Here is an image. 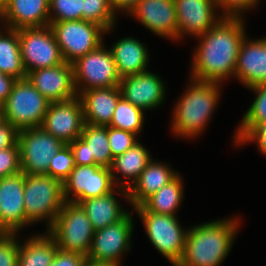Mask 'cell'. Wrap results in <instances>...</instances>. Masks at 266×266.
<instances>
[{
  "label": "cell",
  "instance_id": "obj_18",
  "mask_svg": "<svg viewBox=\"0 0 266 266\" xmlns=\"http://www.w3.org/2000/svg\"><path fill=\"white\" fill-rule=\"evenodd\" d=\"M159 37L178 41L177 15L174 0H140L126 15Z\"/></svg>",
  "mask_w": 266,
  "mask_h": 266
},
{
  "label": "cell",
  "instance_id": "obj_11",
  "mask_svg": "<svg viewBox=\"0 0 266 266\" xmlns=\"http://www.w3.org/2000/svg\"><path fill=\"white\" fill-rule=\"evenodd\" d=\"M21 172L26 175H48L51 159L65 145L42 127L18 131Z\"/></svg>",
  "mask_w": 266,
  "mask_h": 266
},
{
  "label": "cell",
  "instance_id": "obj_2",
  "mask_svg": "<svg viewBox=\"0 0 266 266\" xmlns=\"http://www.w3.org/2000/svg\"><path fill=\"white\" fill-rule=\"evenodd\" d=\"M239 217L199 223L188 228L185 249L176 266H221L241 228Z\"/></svg>",
  "mask_w": 266,
  "mask_h": 266
},
{
  "label": "cell",
  "instance_id": "obj_37",
  "mask_svg": "<svg viewBox=\"0 0 266 266\" xmlns=\"http://www.w3.org/2000/svg\"><path fill=\"white\" fill-rule=\"evenodd\" d=\"M18 233H0V266H17Z\"/></svg>",
  "mask_w": 266,
  "mask_h": 266
},
{
  "label": "cell",
  "instance_id": "obj_40",
  "mask_svg": "<svg viewBox=\"0 0 266 266\" xmlns=\"http://www.w3.org/2000/svg\"><path fill=\"white\" fill-rule=\"evenodd\" d=\"M86 255L58 249L49 266H88Z\"/></svg>",
  "mask_w": 266,
  "mask_h": 266
},
{
  "label": "cell",
  "instance_id": "obj_13",
  "mask_svg": "<svg viewBox=\"0 0 266 266\" xmlns=\"http://www.w3.org/2000/svg\"><path fill=\"white\" fill-rule=\"evenodd\" d=\"M117 188L108 167L76 165L63 182L64 201L80 203L82 200L101 197Z\"/></svg>",
  "mask_w": 266,
  "mask_h": 266
},
{
  "label": "cell",
  "instance_id": "obj_30",
  "mask_svg": "<svg viewBox=\"0 0 266 266\" xmlns=\"http://www.w3.org/2000/svg\"><path fill=\"white\" fill-rule=\"evenodd\" d=\"M255 97L234 132V147L258 124L266 122V83L248 88Z\"/></svg>",
  "mask_w": 266,
  "mask_h": 266
},
{
  "label": "cell",
  "instance_id": "obj_19",
  "mask_svg": "<svg viewBox=\"0 0 266 266\" xmlns=\"http://www.w3.org/2000/svg\"><path fill=\"white\" fill-rule=\"evenodd\" d=\"M28 81L50 102H61L77 96L72 64L63 62L54 67L27 73Z\"/></svg>",
  "mask_w": 266,
  "mask_h": 266
},
{
  "label": "cell",
  "instance_id": "obj_29",
  "mask_svg": "<svg viewBox=\"0 0 266 266\" xmlns=\"http://www.w3.org/2000/svg\"><path fill=\"white\" fill-rule=\"evenodd\" d=\"M0 72L15 79H25L18 30L0 26Z\"/></svg>",
  "mask_w": 266,
  "mask_h": 266
},
{
  "label": "cell",
  "instance_id": "obj_47",
  "mask_svg": "<svg viewBox=\"0 0 266 266\" xmlns=\"http://www.w3.org/2000/svg\"><path fill=\"white\" fill-rule=\"evenodd\" d=\"M3 122H4V116L2 112V107L0 106V124H2Z\"/></svg>",
  "mask_w": 266,
  "mask_h": 266
},
{
  "label": "cell",
  "instance_id": "obj_12",
  "mask_svg": "<svg viewBox=\"0 0 266 266\" xmlns=\"http://www.w3.org/2000/svg\"><path fill=\"white\" fill-rule=\"evenodd\" d=\"M20 50L26 73L64 62L51 27L18 29Z\"/></svg>",
  "mask_w": 266,
  "mask_h": 266
},
{
  "label": "cell",
  "instance_id": "obj_21",
  "mask_svg": "<svg viewBox=\"0 0 266 266\" xmlns=\"http://www.w3.org/2000/svg\"><path fill=\"white\" fill-rule=\"evenodd\" d=\"M50 0H10L1 10V24L13 28L49 25Z\"/></svg>",
  "mask_w": 266,
  "mask_h": 266
},
{
  "label": "cell",
  "instance_id": "obj_28",
  "mask_svg": "<svg viewBox=\"0 0 266 266\" xmlns=\"http://www.w3.org/2000/svg\"><path fill=\"white\" fill-rule=\"evenodd\" d=\"M180 173L167 185L147 198L141 206L149 212L177 216L184 201V180Z\"/></svg>",
  "mask_w": 266,
  "mask_h": 266
},
{
  "label": "cell",
  "instance_id": "obj_33",
  "mask_svg": "<svg viewBox=\"0 0 266 266\" xmlns=\"http://www.w3.org/2000/svg\"><path fill=\"white\" fill-rule=\"evenodd\" d=\"M117 18L110 0H83L82 20L97 23L109 31L116 27Z\"/></svg>",
  "mask_w": 266,
  "mask_h": 266
},
{
  "label": "cell",
  "instance_id": "obj_9",
  "mask_svg": "<svg viewBox=\"0 0 266 266\" xmlns=\"http://www.w3.org/2000/svg\"><path fill=\"white\" fill-rule=\"evenodd\" d=\"M133 221L130 211L118 222L96 230L86 256L89 265L122 266V256L131 251V238L135 227Z\"/></svg>",
  "mask_w": 266,
  "mask_h": 266
},
{
  "label": "cell",
  "instance_id": "obj_43",
  "mask_svg": "<svg viewBox=\"0 0 266 266\" xmlns=\"http://www.w3.org/2000/svg\"><path fill=\"white\" fill-rule=\"evenodd\" d=\"M18 131L7 121L0 124V150L9 148L17 142Z\"/></svg>",
  "mask_w": 266,
  "mask_h": 266
},
{
  "label": "cell",
  "instance_id": "obj_4",
  "mask_svg": "<svg viewBox=\"0 0 266 266\" xmlns=\"http://www.w3.org/2000/svg\"><path fill=\"white\" fill-rule=\"evenodd\" d=\"M63 183L47 174L26 175L24 207L26 227L46 222L47 231L52 227L63 204Z\"/></svg>",
  "mask_w": 266,
  "mask_h": 266
},
{
  "label": "cell",
  "instance_id": "obj_24",
  "mask_svg": "<svg viewBox=\"0 0 266 266\" xmlns=\"http://www.w3.org/2000/svg\"><path fill=\"white\" fill-rule=\"evenodd\" d=\"M120 194L129 203L127 189L117 187L114 191L101 197L82 200L79 204L85 210L94 230L105 228L110 224L123 219L129 212L126 207L122 208L120 200L115 194ZM129 210V211H128Z\"/></svg>",
  "mask_w": 266,
  "mask_h": 266
},
{
  "label": "cell",
  "instance_id": "obj_41",
  "mask_svg": "<svg viewBox=\"0 0 266 266\" xmlns=\"http://www.w3.org/2000/svg\"><path fill=\"white\" fill-rule=\"evenodd\" d=\"M255 143L257 149L266 157V122L255 126L237 145L241 148L244 145Z\"/></svg>",
  "mask_w": 266,
  "mask_h": 266
},
{
  "label": "cell",
  "instance_id": "obj_39",
  "mask_svg": "<svg viewBox=\"0 0 266 266\" xmlns=\"http://www.w3.org/2000/svg\"><path fill=\"white\" fill-rule=\"evenodd\" d=\"M21 172L19 145L0 150V178Z\"/></svg>",
  "mask_w": 266,
  "mask_h": 266
},
{
  "label": "cell",
  "instance_id": "obj_35",
  "mask_svg": "<svg viewBox=\"0 0 266 266\" xmlns=\"http://www.w3.org/2000/svg\"><path fill=\"white\" fill-rule=\"evenodd\" d=\"M76 166L75 159L69 144H65L51 159L48 175L62 183L69 177Z\"/></svg>",
  "mask_w": 266,
  "mask_h": 266
},
{
  "label": "cell",
  "instance_id": "obj_27",
  "mask_svg": "<svg viewBox=\"0 0 266 266\" xmlns=\"http://www.w3.org/2000/svg\"><path fill=\"white\" fill-rule=\"evenodd\" d=\"M57 250L56 240L47 230L29 235L19 240L17 266H49Z\"/></svg>",
  "mask_w": 266,
  "mask_h": 266
},
{
  "label": "cell",
  "instance_id": "obj_5",
  "mask_svg": "<svg viewBox=\"0 0 266 266\" xmlns=\"http://www.w3.org/2000/svg\"><path fill=\"white\" fill-rule=\"evenodd\" d=\"M131 209L139 216L151 245L176 266L184 253L188 228L181 226L178 216L149 212L141 205Z\"/></svg>",
  "mask_w": 266,
  "mask_h": 266
},
{
  "label": "cell",
  "instance_id": "obj_44",
  "mask_svg": "<svg viewBox=\"0 0 266 266\" xmlns=\"http://www.w3.org/2000/svg\"><path fill=\"white\" fill-rule=\"evenodd\" d=\"M16 79L10 75L0 72V106H2L9 94Z\"/></svg>",
  "mask_w": 266,
  "mask_h": 266
},
{
  "label": "cell",
  "instance_id": "obj_14",
  "mask_svg": "<svg viewBox=\"0 0 266 266\" xmlns=\"http://www.w3.org/2000/svg\"><path fill=\"white\" fill-rule=\"evenodd\" d=\"M85 125L82 103L73 99L49 103L40 127L64 144H70L81 136Z\"/></svg>",
  "mask_w": 266,
  "mask_h": 266
},
{
  "label": "cell",
  "instance_id": "obj_23",
  "mask_svg": "<svg viewBox=\"0 0 266 266\" xmlns=\"http://www.w3.org/2000/svg\"><path fill=\"white\" fill-rule=\"evenodd\" d=\"M178 171L166 162L152 159L140 174V177L127 190L129 204L132 208L140 206L147 198L160 188L167 185L177 175Z\"/></svg>",
  "mask_w": 266,
  "mask_h": 266
},
{
  "label": "cell",
  "instance_id": "obj_38",
  "mask_svg": "<svg viewBox=\"0 0 266 266\" xmlns=\"http://www.w3.org/2000/svg\"><path fill=\"white\" fill-rule=\"evenodd\" d=\"M261 0H215L219 12L223 16L243 17L245 12L257 7ZM245 11V12H244Z\"/></svg>",
  "mask_w": 266,
  "mask_h": 266
},
{
  "label": "cell",
  "instance_id": "obj_3",
  "mask_svg": "<svg viewBox=\"0 0 266 266\" xmlns=\"http://www.w3.org/2000/svg\"><path fill=\"white\" fill-rule=\"evenodd\" d=\"M188 81L173 106L170 130L176 137L192 140L200 137L210 123L222 95V84L190 77Z\"/></svg>",
  "mask_w": 266,
  "mask_h": 266
},
{
  "label": "cell",
  "instance_id": "obj_7",
  "mask_svg": "<svg viewBox=\"0 0 266 266\" xmlns=\"http://www.w3.org/2000/svg\"><path fill=\"white\" fill-rule=\"evenodd\" d=\"M48 232L58 249L87 256L95 230L80 204L65 201Z\"/></svg>",
  "mask_w": 266,
  "mask_h": 266
},
{
  "label": "cell",
  "instance_id": "obj_32",
  "mask_svg": "<svg viewBox=\"0 0 266 266\" xmlns=\"http://www.w3.org/2000/svg\"><path fill=\"white\" fill-rule=\"evenodd\" d=\"M145 123V112L121 97L114 110L111 127L140 135Z\"/></svg>",
  "mask_w": 266,
  "mask_h": 266
},
{
  "label": "cell",
  "instance_id": "obj_16",
  "mask_svg": "<svg viewBox=\"0 0 266 266\" xmlns=\"http://www.w3.org/2000/svg\"><path fill=\"white\" fill-rule=\"evenodd\" d=\"M178 43L185 36L196 38L209 31L222 17L215 0H174Z\"/></svg>",
  "mask_w": 266,
  "mask_h": 266
},
{
  "label": "cell",
  "instance_id": "obj_15",
  "mask_svg": "<svg viewBox=\"0 0 266 266\" xmlns=\"http://www.w3.org/2000/svg\"><path fill=\"white\" fill-rule=\"evenodd\" d=\"M25 174L0 178V233H18L26 228Z\"/></svg>",
  "mask_w": 266,
  "mask_h": 266
},
{
  "label": "cell",
  "instance_id": "obj_10",
  "mask_svg": "<svg viewBox=\"0 0 266 266\" xmlns=\"http://www.w3.org/2000/svg\"><path fill=\"white\" fill-rule=\"evenodd\" d=\"M76 92L119 86L121 78L110 48L103 42L72 63Z\"/></svg>",
  "mask_w": 266,
  "mask_h": 266
},
{
  "label": "cell",
  "instance_id": "obj_1",
  "mask_svg": "<svg viewBox=\"0 0 266 266\" xmlns=\"http://www.w3.org/2000/svg\"><path fill=\"white\" fill-rule=\"evenodd\" d=\"M244 19L224 16L196 37L199 41L191 57L190 78L221 84L234 78L239 48L247 35Z\"/></svg>",
  "mask_w": 266,
  "mask_h": 266
},
{
  "label": "cell",
  "instance_id": "obj_6",
  "mask_svg": "<svg viewBox=\"0 0 266 266\" xmlns=\"http://www.w3.org/2000/svg\"><path fill=\"white\" fill-rule=\"evenodd\" d=\"M49 101L25 79H16L11 93L1 106L4 121L17 131L41 126Z\"/></svg>",
  "mask_w": 266,
  "mask_h": 266
},
{
  "label": "cell",
  "instance_id": "obj_26",
  "mask_svg": "<svg viewBox=\"0 0 266 266\" xmlns=\"http://www.w3.org/2000/svg\"><path fill=\"white\" fill-rule=\"evenodd\" d=\"M110 50L120 78L136 75L148 70L149 51L144 43L134 37H124L116 41Z\"/></svg>",
  "mask_w": 266,
  "mask_h": 266
},
{
  "label": "cell",
  "instance_id": "obj_31",
  "mask_svg": "<svg viewBox=\"0 0 266 266\" xmlns=\"http://www.w3.org/2000/svg\"><path fill=\"white\" fill-rule=\"evenodd\" d=\"M80 137L88 144L89 159H94L99 166L110 168L113 157L108 141V126L85 123Z\"/></svg>",
  "mask_w": 266,
  "mask_h": 266
},
{
  "label": "cell",
  "instance_id": "obj_8",
  "mask_svg": "<svg viewBox=\"0 0 266 266\" xmlns=\"http://www.w3.org/2000/svg\"><path fill=\"white\" fill-rule=\"evenodd\" d=\"M64 62L72 64L104 42L106 31L97 23L86 20L49 22ZM104 35V36H103Z\"/></svg>",
  "mask_w": 266,
  "mask_h": 266
},
{
  "label": "cell",
  "instance_id": "obj_42",
  "mask_svg": "<svg viewBox=\"0 0 266 266\" xmlns=\"http://www.w3.org/2000/svg\"><path fill=\"white\" fill-rule=\"evenodd\" d=\"M69 145L71 147L76 165H97L94 159H89L88 144L81 137H78Z\"/></svg>",
  "mask_w": 266,
  "mask_h": 266
},
{
  "label": "cell",
  "instance_id": "obj_45",
  "mask_svg": "<svg viewBox=\"0 0 266 266\" xmlns=\"http://www.w3.org/2000/svg\"><path fill=\"white\" fill-rule=\"evenodd\" d=\"M111 7L114 12L117 14L120 12L121 14H129L131 10L137 5L140 0H110Z\"/></svg>",
  "mask_w": 266,
  "mask_h": 266
},
{
  "label": "cell",
  "instance_id": "obj_46",
  "mask_svg": "<svg viewBox=\"0 0 266 266\" xmlns=\"http://www.w3.org/2000/svg\"><path fill=\"white\" fill-rule=\"evenodd\" d=\"M9 1L10 0H0V10H2Z\"/></svg>",
  "mask_w": 266,
  "mask_h": 266
},
{
  "label": "cell",
  "instance_id": "obj_36",
  "mask_svg": "<svg viewBox=\"0 0 266 266\" xmlns=\"http://www.w3.org/2000/svg\"><path fill=\"white\" fill-rule=\"evenodd\" d=\"M108 141L112 157L124 154L136 142L138 136L132 132L108 126Z\"/></svg>",
  "mask_w": 266,
  "mask_h": 266
},
{
  "label": "cell",
  "instance_id": "obj_34",
  "mask_svg": "<svg viewBox=\"0 0 266 266\" xmlns=\"http://www.w3.org/2000/svg\"><path fill=\"white\" fill-rule=\"evenodd\" d=\"M83 0H50V22L82 20Z\"/></svg>",
  "mask_w": 266,
  "mask_h": 266
},
{
  "label": "cell",
  "instance_id": "obj_25",
  "mask_svg": "<svg viewBox=\"0 0 266 266\" xmlns=\"http://www.w3.org/2000/svg\"><path fill=\"white\" fill-rule=\"evenodd\" d=\"M152 159L151 153L141 141L124 154L114 157L110 171L116 186L128 190Z\"/></svg>",
  "mask_w": 266,
  "mask_h": 266
},
{
  "label": "cell",
  "instance_id": "obj_17",
  "mask_svg": "<svg viewBox=\"0 0 266 266\" xmlns=\"http://www.w3.org/2000/svg\"><path fill=\"white\" fill-rule=\"evenodd\" d=\"M164 82L160 75L147 70L121 78L119 88L125 100L146 112L160 108L165 102L167 86Z\"/></svg>",
  "mask_w": 266,
  "mask_h": 266
},
{
  "label": "cell",
  "instance_id": "obj_20",
  "mask_svg": "<svg viewBox=\"0 0 266 266\" xmlns=\"http://www.w3.org/2000/svg\"><path fill=\"white\" fill-rule=\"evenodd\" d=\"M234 79L249 88L266 83V37H244L238 52Z\"/></svg>",
  "mask_w": 266,
  "mask_h": 266
},
{
  "label": "cell",
  "instance_id": "obj_48",
  "mask_svg": "<svg viewBox=\"0 0 266 266\" xmlns=\"http://www.w3.org/2000/svg\"><path fill=\"white\" fill-rule=\"evenodd\" d=\"M0 23H2V22H1V10H0ZM1 25H2V24H0V26H1Z\"/></svg>",
  "mask_w": 266,
  "mask_h": 266
},
{
  "label": "cell",
  "instance_id": "obj_22",
  "mask_svg": "<svg viewBox=\"0 0 266 266\" xmlns=\"http://www.w3.org/2000/svg\"><path fill=\"white\" fill-rule=\"evenodd\" d=\"M83 108L85 123L109 126L118 100L122 97L119 86L76 92Z\"/></svg>",
  "mask_w": 266,
  "mask_h": 266
}]
</instances>
